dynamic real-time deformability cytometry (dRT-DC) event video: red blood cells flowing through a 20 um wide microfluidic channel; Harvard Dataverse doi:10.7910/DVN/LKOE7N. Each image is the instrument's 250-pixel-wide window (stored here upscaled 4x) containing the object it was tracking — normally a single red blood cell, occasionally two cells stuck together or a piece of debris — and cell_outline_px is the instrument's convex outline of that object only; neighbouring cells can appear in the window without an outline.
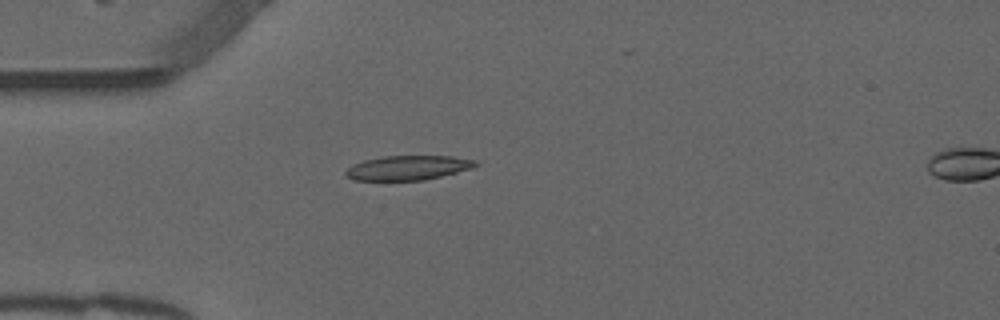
{"species": "common noctule bat (a hibernating species)", "species_latin": "Nyctalus noctula", "temperature_condition": "warm", "stored_images_in_passage": 32, "camera_frame_rate_fps": 3000, "um_per_image_px": 0.085, "animal": {"sex": "male", "forearm_length_mm": 52.5}, "frame": {"image": 1, "passage_image": 1, "time_ms": 0.0, "image_size_px": [1000, 320], "cell_outline_px": [[480, 164], [472, 168], [424, 180], [352, 180], [344, 176], [344, 172], [352, 164], [364, 160], [384, 156], [452, 156], [476, 160]], "centroid_in_image_um": [34.65, 14.26], "position_along_channel_um": 50.4, "area_um2": 18.55}}
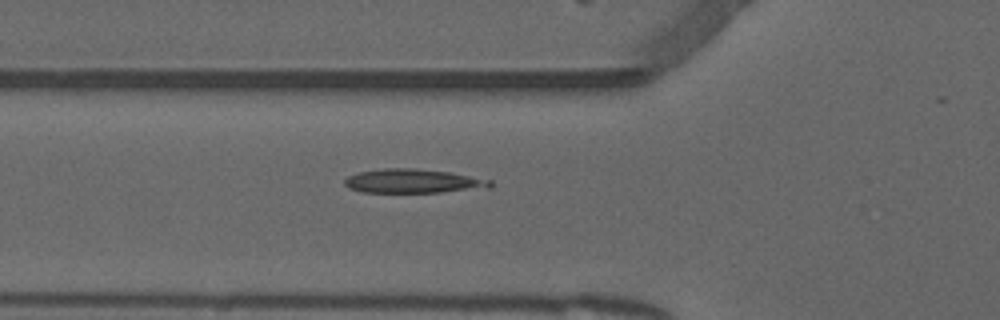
{"frame": {"image": 2, "passage_image": 5, "time_ms": 1.333, "image_size_px": [1000, 320], "cell_outline_px": [[492, 188], [440, 192], [364, 192], [348, 188], [344, 184], [344, 180], [348, 176], [360, 172], [384, 168], [416, 168], [448, 172], [492, 180]], "centroid_in_image_um": [35.14, 15.39], "position_along_channel_um": 90.7, "area_um2": 20.35}}
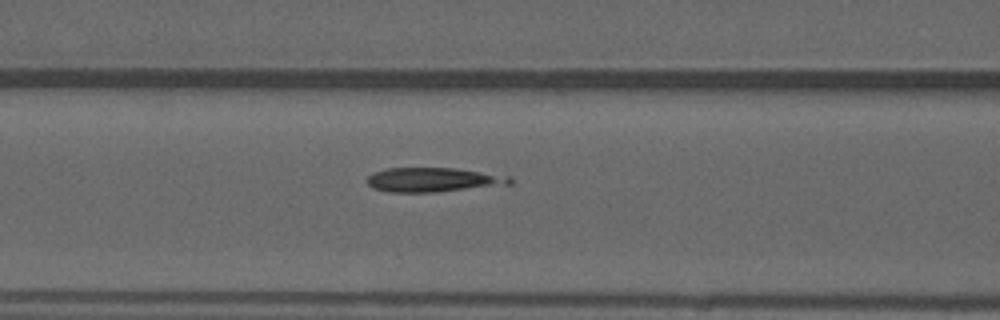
{"frame": {"image": 3, "passage_image": 8, "time_ms": 2.333, "image_size_px": [1000, 320], "cell_outline_px": [[512, 184], [436, 192], [388, 192], [372, 188], [368, 184], [368, 176], [372, 172], [388, 168], [456, 168], [512, 176]], "centroid_in_image_um": [36.83, 15.28], "position_along_channel_um": 129.8, "area_um2": 20.35}}